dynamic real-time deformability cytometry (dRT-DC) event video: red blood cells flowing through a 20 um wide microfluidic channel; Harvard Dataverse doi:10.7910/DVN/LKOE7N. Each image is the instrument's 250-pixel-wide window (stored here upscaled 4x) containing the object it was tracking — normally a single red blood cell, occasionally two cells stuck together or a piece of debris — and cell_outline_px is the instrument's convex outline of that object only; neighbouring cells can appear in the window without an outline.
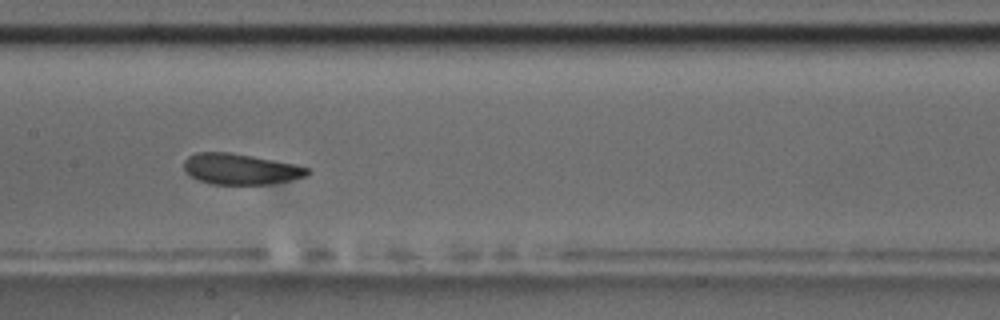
{"species": "common noctule bat (a hibernating species)", "species_latin": "Nyctalus noctula", "temperature_condition": "room temperature", "stored_images_in_passage": 9, "camera_frame_rate_fps": 3000, "um_per_image_px": 0.085, "animal": {"sex": "male", "body_mass_g": 17.5, "forearm_length_mm": 52.3}, "frame": {"image": 1, "passage_image": 9, "time_ms": 9.333, "image_size_px": [1000, 320], "cell_outline_px": [[312, 172], [304, 176], [288, 180], [268, 184], [212, 184], [188, 176], [184, 172], [184, 160], [188, 156], [196, 152], [228, 152], [252, 156], [292, 164], [308, 168]], "centroid_in_image_um": [20.36, 14.37], "position_along_channel_um": 187.0, "area_um2": 21.96}}